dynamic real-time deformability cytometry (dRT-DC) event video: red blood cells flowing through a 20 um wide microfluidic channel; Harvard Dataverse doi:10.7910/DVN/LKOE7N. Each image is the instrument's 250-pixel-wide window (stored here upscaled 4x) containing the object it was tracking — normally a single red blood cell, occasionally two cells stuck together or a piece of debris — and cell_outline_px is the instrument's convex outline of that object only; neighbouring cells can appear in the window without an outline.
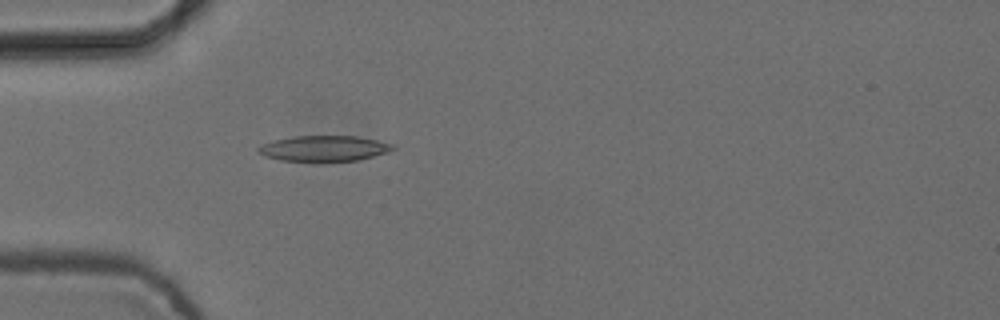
{"species": "common noctule bat (a hibernating species)", "species_latin": "Nyctalus noctula", "temperature_condition": "cold", "stored_images_in_passage": 5, "camera_frame_rate_fps": 3000, "um_per_image_px": 0.085, "animal": {"sex": "female", "body_mass_g": 24.6, "forearm_length_mm": 56.2}, "frame": {"image": 1, "passage_image": 5, "time_ms": 1.333, "image_size_px": [1000, 320], "cell_outline_px": [[396, 148], [388, 152], [356, 160], [324, 164], [320, 164], [280, 160], [264, 156], [256, 148], [260, 144], [292, 136], [356, 136], [376, 140], [392, 144]], "centroid_in_image_um": [27.5, 12.66], "position_along_channel_um": 57.5, "area_um2": 20.75}}